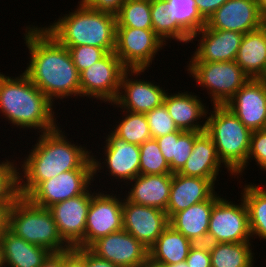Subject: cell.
<instances>
[{"instance_id": "obj_19", "label": "cell", "mask_w": 266, "mask_h": 267, "mask_svg": "<svg viewBox=\"0 0 266 267\" xmlns=\"http://www.w3.org/2000/svg\"><path fill=\"white\" fill-rule=\"evenodd\" d=\"M202 35L200 45L190 62H220L236 60L238 50L243 38L242 33L236 31L210 29L205 25L195 35Z\"/></svg>"}, {"instance_id": "obj_29", "label": "cell", "mask_w": 266, "mask_h": 267, "mask_svg": "<svg viewBox=\"0 0 266 267\" xmlns=\"http://www.w3.org/2000/svg\"><path fill=\"white\" fill-rule=\"evenodd\" d=\"M201 133L181 130L155 138L172 174L183 168L192 153L195 139Z\"/></svg>"}, {"instance_id": "obj_13", "label": "cell", "mask_w": 266, "mask_h": 267, "mask_svg": "<svg viewBox=\"0 0 266 267\" xmlns=\"http://www.w3.org/2000/svg\"><path fill=\"white\" fill-rule=\"evenodd\" d=\"M92 196L87 190L84 194L48 207L61 237L72 248H84L85 227Z\"/></svg>"}, {"instance_id": "obj_26", "label": "cell", "mask_w": 266, "mask_h": 267, "mask_svg": "<svg viewBox=\"0 0 266 267\" xmlns=\"http://www.w3.org/2000/svg\"><path fill=\"white\" fill-rule=\"evenodd\" d=\"M0 238L5 267H40L50 253L44 247L28 243L9 229Z\"/></svg>"}, {"instance_id": "obj_33", "label": "cell", "mask_w": 266, "mask_h": 267, "mask_svg": "<svg viewBox=\"0 0 266 267\" xmlns=\"http://www.w3.org/2000/svg\"><path fill=\"white\" fill-rule=\"evenodd\" d=\"M172 20L191 38L205 25L196 7V0H166Z\"/></svg>"}, {"instance_id": "obj_18", "label": "cell", "mask_w": 266, "mask_h": 267, "mask_svg": "<svg viewBox=\"0 0 266 267\" xmlns=\"http://www.w3.org/2000/svg\"><path fill=\"white\" fill-rule=\"evenodd\" d=\"M139 74L144 72V69H127L121 78L120 89L117 99L113 102L121 106L120 108L133 113L146 114L164 103V98L167 92L154 85V83L141 81L138 79L133 80L128 78L130 74Z\"/></svg>"}, {"instance_id": "obj_43", "label": "cell", "mask_w": 266, "mask_h": 267, "mask_svg": "<svg viewBox=\"0 0 266 267\" xmlns=\"http://www.w3.org/2000/svg\"><path fill=\"white\" fill-rule=\"evenodd\" d=\"M228 0H196V7L201 17L207 20Z\"/></svg>"}, {"instance_id": "obj_6", "label": "cell", "mask_w": 266, "mask_h": 267, "mask_svg": "<svg viewBox=\"0 0 266 267\" xmlns=\"http://www.w3.org/2000/svg\"><path fill=\"white\" fill-rule=\"evenodd\" d=\"M8 229L28 243L44 247L50 252L71 248L64 243L48 208L33 204L27 197L19 196L10 207Z\"/></svg>"}, {"instance_id": "obj_35", "label": "cell", "mask_w": 266, "mask_h": 267, "mask_svg": "<svg viewBox=\"0 0 266 267\" xmlns=\"http://www.w3.org/2000/svg\"><path fill=\"white\" fill-rule=\"evenodd\" d=\"M126 112L128 114L112 132L126 142L137 145L152 139L146 115Z\"/></svg>"}, {"instance_id": "obj_11", "label": "cell", "mask_w": 266, "mask_h": 267, "mask_svg": "<svg viewBox=\"0 0 266 267\" xmlns=\"http://www.w3.org/2000/svg\"><path fill=\"white\" fill-rule=\"evenodd\" d=\"M163 42L153 29L116 27L114 52L127 69L146 70Z\"/></svg>"}, {"instance_id": "obj_8", "label": "cell", "mask_w": 266, "mask_h": 267, "mask_svg": "<svg viewBox=\"0 0 266 267\" xmlns=\"http://www.w3.org/2000/svg\"><path fill=\"white\" fill-rule=\"evenodd\" d=\"M240 205L219 198L211 211L207 243H240L250 240L249 213L244 199Z\"/></svg>"}, {"instance_id": "obj_5", "label": "cell", "mask_w": 266, "mask_h": 267, "mask_svg": "<svg viewBox=\"0 0 266 267\" xmlns=\"http://www.w3.org/2000/svg\"><path fill=\"white\" fill-rule=\"evenodd\" d=\"M205 121V133L213 141L218 157L232 175L244 171L250 148L252 131L225 105H214Z\"/></svg>"}, {"instance_id": "obj_44", "label": "cell", "mask_w": 266, "mask_h": 267, "mask_svg": "<svg viewBox=\"0 0 266 267\" xmlns=\"http://www.w3.org/2000/svg\"><path fill=\"white\" fill-rule=\"evenodd\" d=\"M74 248L86 259V267H119L108 260L97 257L88 248Z\"/></svg>"}, {"instance_id": "obj_50", "label": "cell", "mask_w": 266, "mask_h": 267, "mask_svg": "<svg viewBox=\"0 0 266 267\" xmlns=\"http://www.w3.org/2000/svg\"><path fill=\"white\" fill-rule=\"evenodd\" d=\"M166 267H189V265L187 264V262L185 260V261L173 264V265H167Z\"/></svg>"}, {"instance_id": "obj_37", "label": "cell", "mask_w": 266, "mask_h": 267, "mask_svg": "<svg viewBox=\"0 0 266 267\" xmlns=\"http://www.w3.org/2000/svg\"><path fill=\"white\" fill-rule=\"evenodd\" d=\"M19 175L12 162L0 163V205H12L19 197Z\"/></svg>"}, {"instance_id": "obj_31", "label": "cell", "mask_w": 266, "mask_h": 267, "mask_svg": "<svg viewBox=\"0 0 266 267\" xmlns=\"http://www.w3.org/2000/svg\"><path fill=\"white\" fill-rule=\"evenodd\" d=\"M244 188L241 194L248 208L251 236L266 239V189L252 184Z\"/></svg>"}, {"instance_id": "obj_21", "label": "cell", "mask_w": 266, "mask_h": 267, "mask_svg": "<svg viewBox=\"0 0 266 267\" xmlns=\"http://www.w3.org/2000/svg\"><path fill=\"white\" fill-rule=\"evenodd\" d=\"M219 198L214 194L206 201L191 205L187 209L175 213L169 219V225L183 234L193 244L207 243L211 211Z\"/></svg>"}, {"instance_id": "obj_3", "label": "cell", "mask_w": 266, "mask_h": 267, "mask_svg": "<svg viewBox=\"0 0 266 267\" xmlns=\"http://www.w3.org/2000/svg\"><path fill=\"white\" fill-rule=\"evenodd\" d=\"M52 106L24 72L14 79L0 73V111L14 125L51 131L57 127Z\"/></svg>"}, {"instance_id": "obj_14", "label": "cell", "mask_w": 266, "mask_h": 267, "mask_svg": "<svg viewBox=\"0 0 266 267\" xmlns=\"http://www.w3.org/2000/svg\"><path fill=\"white\" fill-rule=\"evenodd\" d=\"M95 194L87 214L84 248H88L98 238L123 229V200L101 192Z\"/></svg>"}, {"instance_id": "obj_52", "label": "cell", "mask_w": 266, "mask_h": 267, "mask_svg": "<svg viewBox=\"0 0 266 267\" xmlns=\"http://www.w3.org/2000/svg\"><path fill=\"white\" fill-rule=\"evenodd\" d=\"M3 252H2V241L0 238V267H3Z\"/></svg>"}, {"instance_id": "obj_12", "label": "cell", "mask_w": 266, "mask_h": 267, "mask_svg": "<svg viewBox=\"0 0 266 267\" xmlns=\"http://www.w3.org/2000/svg\"><path fill=\"white\" fill-rule=\"evenodd\" d=\"M88 249L119 267H140L149 259L148 248L124 229L98 238Z\"/></svg>"}, {"instance_id": "obj_15", "label": "cell", "mask_w": 266, "mask_h": 267, "mask_svg": "<svg viewBox=\"0 0 266 267\" xmlns=\"http://www.w3.org/2000/svg\"><path fill=\"white\" fill-rule=\"evenodd\" d=\"M122 221L123 229L148 249L169 225V219L164 210L134 204L127 199L123 200Z\"/></svg>"}, {"instance_id": "obj_30", "label": "cell", "mask_w": 266, "mask_h": 267, "mask_svg": "<svg viewBox=\"0 0 266 267\" xmlns=\"http://www.w3.org/2000/svg\"><path fill=\"white\" fill-rule=\"evenodd\" d=\"M249 241L209 244L211 267H253Z\"/></svg>"}, {"instance_id": "obj_7", "label": "cell", "mask_w": 266, "mask_h": 267, "mask_svg": "<svg viewBox=\"0 0 266 267\" xmlns=\"http://www.w3.org/2000/svg\"><path fill=\"white\" fill-rule=\"evenodd\" d=\"M187 67L196 82L210 91L214 105H226L250 80L235 60L191 62Z\"/></svg>"}, {"instance_id": "obj_1", "label": "cell", "mask_w": 266, "mask_h": 267, "mask_svg": "<svg viewBox=\"0 0 266 267\" xmlns=\"http://www.w3.org/2000/svg\"><path fill=\"white\" fill-rule=\"evenodd\" d=\"M28 29L25 43L31 60L24 73L52 102L55 98L80 96V75L68 48L44 27Z\"/></svg>"}, {"instance_id": "obj_17", "label": "cell", "mask_w": 266, "mask_h": 267, "mask_svg": "<svg viewBox=\"0 0 266 267\" xmlns=\"http://www.w3.org/2000/svg\"><path fill=\"white\" fill-rule=\"evenodd\" d=\"M263 16L256 0H228L207 20L210 29L246 34L260 28Z\"/></svg>"}, {"instance_id": "obj_22", "label": "cell", "mask_w": 266, "mask_h": 267, "mask_svg": "<svg viewBox=\"0 0 266 267\" xmlns=\"http://www.w3.org/2000/svg\"><path fill=\"white\" fill-rule=\"evenodd\" d=\"M106 139L105 160L109 173L120 180H133L139 175V145L128 143L113 132Z\"/></svg>"}, {"instance_id": "obj_9", "label": "cell", "mask_w": 266, "mask_h": 267, "mask_svg": "<svg viewBox=\"0 0 266 267\" xmlns=\"http://www.w3.org/2000/svg\"><path fill=\"white\" fill-rule=\"evenodd\" d=\"M94 170H70L42 181L27 198L35 205L48 208L55 203L84 194L101 163L91 156Z\"/></svg>"}, {"instance_id": "obj_46", "label": "cell", "mask_w": 266, "mask_h": 267, "mask_svg": "<svg viewBox=\"0 0 266 267\" xmlns=\"http://www.w3.org/2000/svg\"><path fill=\"white\" fill-rule=\"evenodd\" d=\"M40 267H63V251L50 252Z\"/></svg>"}, {"instance_id": "obj_20", "label": "cell", "mask_w": 266, "mask_h": 267, "mask_svg": "<svg viewBox=\"0 0 266 267\" xmlns=\"http://www.w3.org/2000/svg\"><path fill=\"white\" fill-rule=\"evenodd\" d=\"M214 185L210 179L172 174L170 197L165 211L168 219L191 205L210 199L216 193Z\"/></svg>"}, {"instance_id": "obj_39", "label": "cell", "mask_w": 266, "mask_h": 267, "mask_svg": "<svg viewBox=\"0 0 266 267\" xmlns=\"http://www.w3.org/2000/svg\"><path fill=\"white\" fill-rule=\"evenodd\" d=\"M65 47L68 48L72 61L79 73L102 59L107 54L103 48L89 45Z\"/></svg>"}, {"instance_id": "obj_10", "label": "cell", "mask_w": 266, "mask_h": 267, "mask_svg": "<svg viewBox=\"0 0 266 267\" xmlns=\"http://www.w3.org/2000/svg\"><path fill=\"white\" fill-rule=\"evenodd\" d=\"M126 70L115 52H108L102 59L79 73L80 96L106 100L113 105Z\"/></svg>"}, {"instance_id": "obj_36", "label": "cell", "mask_w": 266, "mask_h": 267, "mask_svg": "<svg viewBox=\"0 0 266 267\" xmlns=\"http://www.w3.org/2000/svg\"><path fill=\"white\" fill-rule=\"evenodd\" d=\"M140 167L139 174L158 175L172 174L170 166L164 158L156 139H150L139 145Z\"/></svg>"}, {"instance_id": "obj_45", "label": "cell", "mask_w": 266, "mask_h": 267, "mask_svg": "<svg viewBox=\"0 0 266 267\" xmlns=\"http://www.w3.org/2000/svg\"><path fill=\"white\" fill-rule=\"evenodd\" d=\"M63 267H86V259L71 247L63 251Z\"/></svg>"}, {"instance_id": "obj_16", "label": "cell", "mask_w": 266, "mask_h": 267, "mask_svg": "<svg viewBox=\"0 0 266 267\" xmlns=\"http://www.w3.org/2000/svg\"><path fill=\"white\" fill-rule=\"evenodd\" d=\"M225 106L251 131L265 128V83L261 79H250Z\"/></svg>"}, {"instance_id": "obj_4", "label": "cell", "mask_w": 266, "mask_h": 267, "mask_svg": "<svg viewBox=\"0 0 266 267\" xmlns=\"http://www.w3.org/2000/svg\"><path fill=\"white\" fill-rule=\"evenodd\" d=\"M65 15L48 28L44 27L60 44L100 47L107 53L115 51V15L91 9L82 1L77 10Z\"/></svg>"}, {"instance_id": "obj_24", "label": "cell", "mask_w": 266, "mask_h": 267, "mask_svg": "<svg viewBox=\"0 0 266 267\" xmlns=\"http://www.w3.org/2000/svg\"><path fill=\"white\" fill-rule=\"evenodd\" d=\"M220 165L221 161L213 141L202 132L195 139L192 153L178 173L188 177L210 179L215 183Z\"/></svg>"}, {"instance_id": "obj_23", "label": "cell", "mask_w": 266, "mask_h": 267, "mask_svg": "<svg viewBox=\"0 0 266 267\" xmlns=\"http://www.w3.org/2000/svg\"><path fill=\"white\" fill-rule=\"evenodd\" d=\"M133 181L135 182L134 186L132 185L126 198L128 201L166 211L172 185V174H139Z\"/></svg>"}, {"instance_id": "obj_41", "label": "cell", "mask_w": 266, "mask_h": 267, "mask_svg": "<svg viewBox=\"0 0 266 267\" xmlns=\"http://www.w3.org/2000/svg\"><path fill=\"white\" fill-rule=\"evenodd\" d=\"M186 262L189 267H211L209 244H193L188 252Z\"/></svg>"}, {"instance_id": "obj_27", "label": "cell", "mask_w": 266, "mask_h": 267, "mask_svg": "<svg viewBox=\"0 0 266 267\" xmlns=\"http://www.w3.org/2000/svg\"><path fill=\"white\" fill-rule=\"evenodd\" d=\"M235 61L250 79L265 75L266 39L260 28L243 35Z\"/></svg>"}, {"instance_id": "obj_28", "label": "cell", "mask_w": 266, "mask_h": 267, "mask_svg": "<svg viewBox=\"0 0 266 267\" xmlns=\"http://www.w3.org/2000/svg\"><path fill=\"white\" fill-rule=\"evenodd\" d=\"M192 245L188 238L168 225L148 249L149 260L162 266L185 261Z\"/></svg>"}, {"instance_id": "obj_47", "label": "cell", "mask_w": 266, "mask_h": 267, "mask_svg": "<svg viewBox=\"0 0 266 267\" xmlns=\"http://www.w3.org/2000/svg\"><path fill=\"white\" fill-rule=\"evenodd\" d=\"M12 205H0V237L8 229V213Z\"/></svg>"}, {"instance_id": "obj_49", "label": "cell", "mask_w": 266, "mask_h": 267, "mask_svg": "<svg viewBox=\"0 0 266 267\" xmlns=\"http://www.w3.org/2000/svg\"><path fill=\"white\" fill-rule=\"evenodd\" d=\"M140 267H166V266H162L156 263H153L152 261H150L149 259Z\"/></svg>"}, {"instance_id": "obj_2", "label": "cell", "mask_w": 266, "mask_h": 267, "mask_svg": "<svg viewBox=\"0 0 266 267\" xmlns=\"http://www.w3.org/2000/svg\"><path fill=\"white\" fill-rule=\"evenodd\" d=\"M41 133L39 140L27 159L21 175L26 182L22 185L19 176V196L27 197L42 181L49 180L70 170H94L92 155L86 148L75 146L66 140L59 130Z\"/></svg>"}, {"instance_id": "obj_25", "label": "cell", "mask_w": 266, "mask_h": 267, "mask_svg": "<svg viewBox=\"0 0 266 267\" xmlns=\"http://www.w3.org/2000/svg\"><path fill=\"white\" fill-rule=\"evenodd\" d=\"M167 94L164 98V104L178 129L182 131L205 132L206 123L201 126V124L199 125L195 122L207 115L206 106L201 103L202 101L196 95L193 96L187 92H178L175 95Z\"/></svg>"}, {"instance_id": "obj_34", "label": "cell", "mask_w": 266, "mask_h": 267, "mask_svg": "<svg viewBox=\"0 0 266 267\" xmlns=\"http://www.w3.org/2000/svg\"><path fill=\"white\" fill-rule=\"evenodd\" d=\"M116 27L153 29L151 0H126L116 15Z\"/></svg>"}, {"instance_id": "obj_51", "label": "cell", "mask_w": 266, "mask_h": 267, "mask_svg": "<svg viewBox=\"0 0 266 267\" xmlns=\"http://www.w3.org/2000/svg\"><path fill=\"white\" fill-rule=\"evenodd\" d=\"M260 29L263 31V34H264L265 39H266V18L263 19L262 24L260 26Z\"/></svg>"}, {"instance_id": "obj_42", "label": "cell", "mask_w": 266, "mask_h": 267, "mask_svg": "<svg viewBox=\"0 0 266 267\" xmlns=\"http://www.w3.org/2000/svg\"><path fill=\"white\" fill-rule=\"evenodd\" d=\"M87 7L112 15H117L126 0H81Z\"/></svg>"}, {"instance_id": "obj_53", "label": "cell", "mask_w": 266, "mask_h": 267, "mask_svg": "<svg viewBox=\"0 0 266 267\" xmlns=\"http://www.w3.org/2000/svg\"><path fill=\"white\" fill-rule=\"evenodd\" d=\"M261 80L265 83V86H266V73H265V75L261 78Z\"/></svg>"}, {"instance_id": "obj_38", "label": "cell", "mask_w": 266, "mask_h": 267, "mask_svg": "<svg viewBox=\"0 0 266 267\" xmlns=\"http://www.w3.org/2000/svg\"><path fill=\"white\" fill-rule=\"evenodd\" d=\"M148 120L150 134L153 139L165 136L167 134L181 131L169 115V112L163 103L145 114Z\"/></svg>"}, {"instance_id": "obj_32", "label": "cell", "mask_w": 266, "mask_h": 267, "mask_svg": "<svg viewBox=\"0 0 266 267\" xmlns=\"http://www.w3.org/2000/svg\"><path fill=\"white\" fill-rule=\"evenodd\" d=\"M151 21L153 31L164 43L165 38L166 40L175 38L177 41L185 43L191 41V38L172 20L166 0H151Z\"/></svg>"}, {"instance_id": "obj_40", "label": "cell", "mask_w": 266, "mask_h": 267, "mask_svg": "<svg viewBox=\"0 0 266 267\" xmlns=\"http://www.w3.org/2000/svg\"><path fill=\"white\" fill-rule=\"evenodd\" d=\"M252 157L262 169L266 170V127L251 133L247 163Z\"/></svg>"}, {"instance_id": "obj_48", "label": "cell", "mask_w": 266, "mask_h": 267, "mask_svg": "<svg viewBox=\"0 0 266 267\" xmlns=\"http://www.w3.org/2000/svg\"><path fill=\"white\" fill-rule=\"evenodd\" d=\"M259 6V10L263 16V18H266V0H256Z\"/></svg>"}]
</instances>
